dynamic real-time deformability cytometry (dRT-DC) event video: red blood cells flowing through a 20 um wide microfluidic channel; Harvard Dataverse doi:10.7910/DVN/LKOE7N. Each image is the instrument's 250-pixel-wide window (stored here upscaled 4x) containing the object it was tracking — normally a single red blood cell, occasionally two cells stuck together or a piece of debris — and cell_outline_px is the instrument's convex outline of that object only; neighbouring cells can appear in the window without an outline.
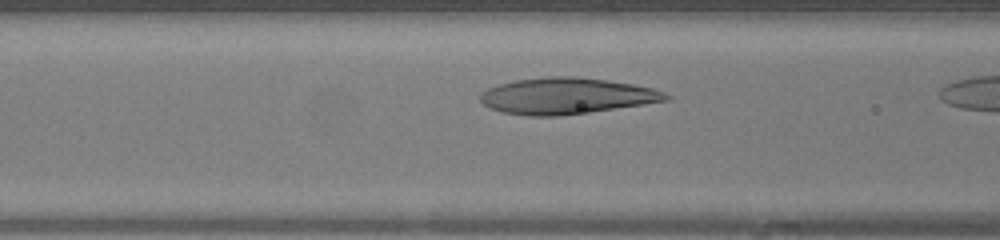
{"species": "human", "species_latin": "Homo sapiens", "temperature_condition": "warm", "stored_images_in_passage": 6, "camera_frame_rate_fps": 3000, "um_per_image_px": 0.085, "donor": {"sex": "female"}, "frame": {"image": 1, "passage_image": 5, "time_ms": 1.333, "image_size_px": [1000, 240], "cell_outline_px": [[672, 96], [668, 100], [644, 104], [588, 112], [556, 116], [528, 116], [504, 112], [488, 108], [480, 100], [480, 92], [488, 88], [500, 84], [516, 80], [544, 76], [576, 76], [608, 80], [632, 84], [652, 88], [664, 92]], "centroid_in_image_um": [48.13, 8.15], "position_along_channel_um": 118.5, "area_um2": 39.13}}